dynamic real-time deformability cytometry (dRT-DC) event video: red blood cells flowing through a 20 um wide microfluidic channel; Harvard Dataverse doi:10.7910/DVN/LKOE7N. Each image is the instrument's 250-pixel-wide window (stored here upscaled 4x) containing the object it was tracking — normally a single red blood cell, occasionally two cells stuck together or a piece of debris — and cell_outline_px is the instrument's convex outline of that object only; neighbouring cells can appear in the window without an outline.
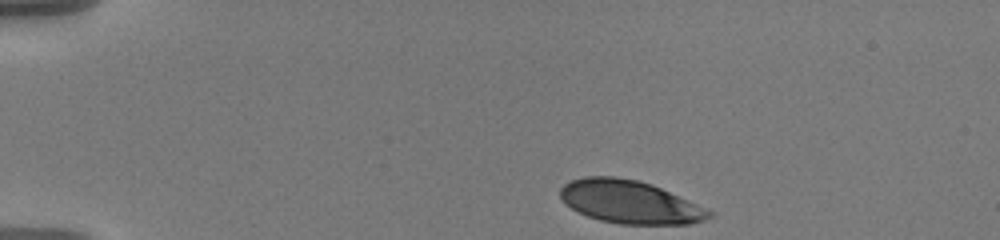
{"species": "human", "species_latin": "Homo sapiens", "temperature_condition": "warm", "stored_images_in_passage": 42, "camera_frame_rate_fps": 3000, "um_per_image_px": 0.085, "donor": {"sex": "male"}, "frame": {"image": 1, "passage_image": 1, "time_ms": 0.0, "image_size_px": [1000, 240], "cell_outline_px": [[712, 216], [704, 220], [692, 224], [620, 224], [600, 220], [588, 216], [564, 204], [560, 196], [560, 188], [564, 184], [572, 180], [584, 176], [616, 176], [636, 180], [652, 184], [696, 204], [712, 212]], "centroid_in_image_um": [53.49, 17.16], "position_along_channel_um": 31.5, "area_um2": 37.05}}
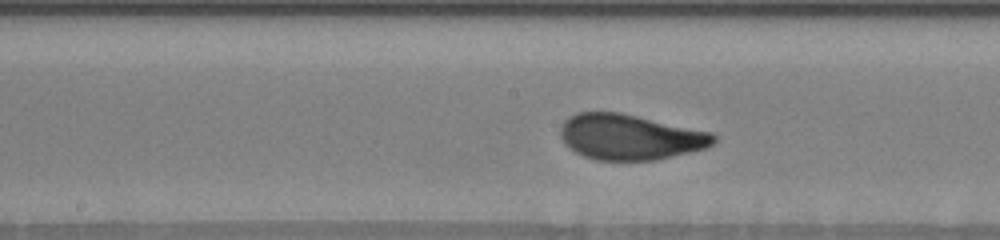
{"frame": {"image": 2, "passage_image": 21, "time_ms": 6.667, "image_size_px": [1000, 240], "cell_outline_px": [[716, 140], [708, 148], [656, 160], [596, 160], [584, 156], [568, 148], [564, 144], [560, 136], [560, 124], [568, 116], [576, 112], [620, 112], [712, 132], [716, 136]], "centroid_in_image_um": [53.52, 11.64], "position_along_channel_um": 194.7, "area_um2": 40.98}}
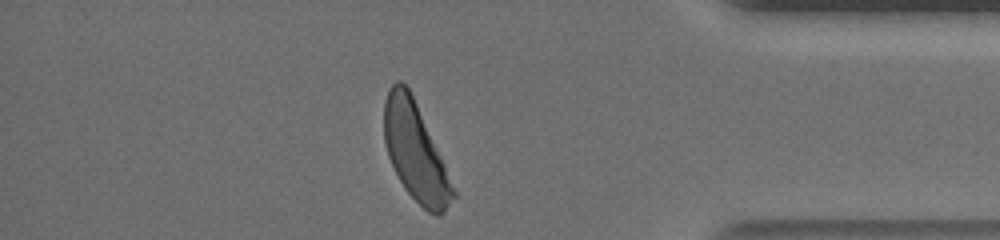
{"frame": {"image": 3, "passage_image": 40, "time_ms": 13.0, "image_size_px": [1000, 240], "cell_outline_px": [[456, 196], [444, 212], [440, 216], [436, 216], [428, 212], [408, 192], [400, 180], [388, 156], [384, 140], [384, 100], [388, 88], [396, 80], [400, 80], [408, 88], [416, 104], [444, 164], [456, 192]], "centroid_in_image_um": [35.29, 12.91], "position_along_channel_um": 399.9, "area_um2": 38.44}, "authors_computed_cell_mechanics": {"area_um2": 40.46, "velocity_mm_per_s": 3.5888, "shape_relaxation_time_tau1_ms": 3.6424, "shape_relaxation_time_tau2_ms": null, "deformation_change_tau1": 0.1848, "deformation_change_tau2": null}}